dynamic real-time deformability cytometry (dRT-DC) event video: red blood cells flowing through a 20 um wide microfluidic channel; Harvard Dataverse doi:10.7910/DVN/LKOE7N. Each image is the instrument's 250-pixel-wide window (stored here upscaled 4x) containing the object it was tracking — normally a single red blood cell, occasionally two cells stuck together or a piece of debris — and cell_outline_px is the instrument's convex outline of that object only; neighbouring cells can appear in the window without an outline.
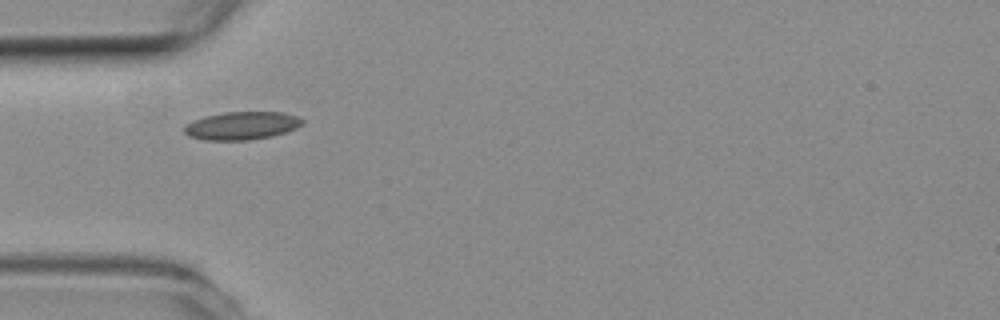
{"species": "common noctule bat (a hibernating species)", "species_latin": "Nyctalus noctula", "temperature_condition": "room temperature", "stored_images_in_passage": 11, "camera_frame_rate_fps": 3000, "um_per_image_px": 0.085, "animal": {"sex": "female", "body_mass_g": 19.3, "forearm_length_mm": 54.1}, "frame": {"image": 1, "passage_image": 1, "time_ms": 0.0, "image_size_px": [1000, 320], "cell_outline_px": [[304, 124], [296, 128], [272, 136], [248, 140], [204, 140], [188, 136], [184, 132], [184, 124], [192, 120], [224, 112], [284, 112], [296, 116], [304, 120]], "centroid_in_image_um": [20.54, 10.68], "position_along_channel_um": 64.5, "area_um2": 19.31}}
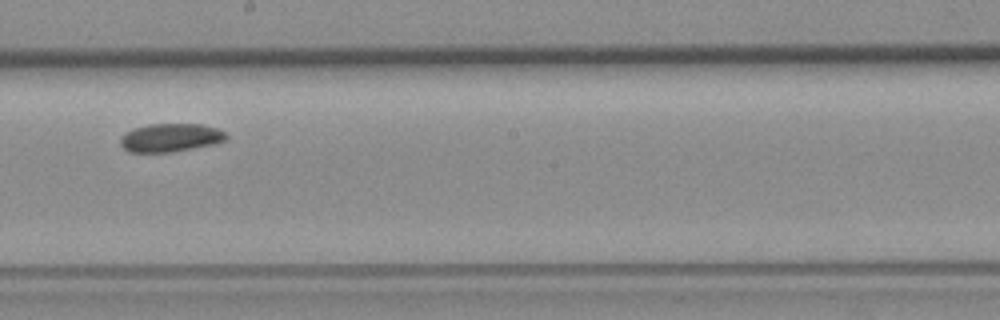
{"frame": {"image": 2, "passage_image": 5, "time_ms": 1.333, "image_size_px": [1000, 320], "cell_outline_px": [[228, 140], [212, 144], [172, 152], [128, 152], [120, 144], [120, 136], [136, 128], [148, 124], [200, 124], [216, 128], [224, 132], [228, 136]], "centroid_in_image_um": [14.49, 11.7], "position_along_channel_um": 233.7, "area_um2": 17.34}}
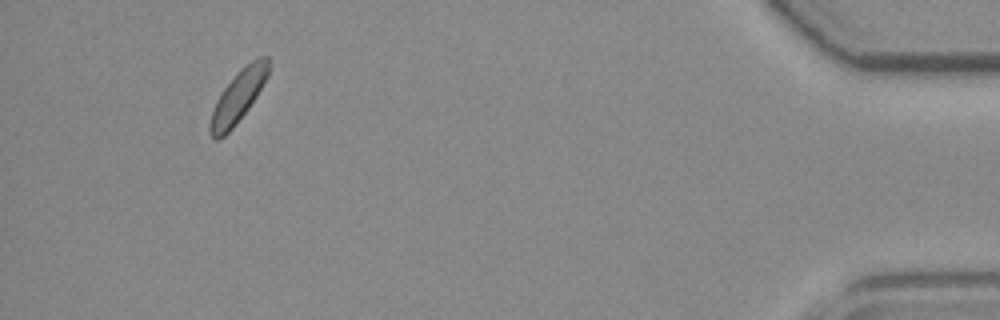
{"frame": {"image": 3, "passage_image": 10, "time_ms": 3.0, "image_size_px": [1000, 320], "cell_outline_px": [[268, 76], [256, 96], [248, 108], [232, 128], [224, 136], [216, 140], [208, 132], [208, 128], [212, 112], [216, 100], [224, 88], [236, 72], [240, 68], [256, 56], [268, 56]], "centroid_in_image_um": [20.22, 8.17], "position_along_channel_um": 415.0, "area_um2": 17.51}}